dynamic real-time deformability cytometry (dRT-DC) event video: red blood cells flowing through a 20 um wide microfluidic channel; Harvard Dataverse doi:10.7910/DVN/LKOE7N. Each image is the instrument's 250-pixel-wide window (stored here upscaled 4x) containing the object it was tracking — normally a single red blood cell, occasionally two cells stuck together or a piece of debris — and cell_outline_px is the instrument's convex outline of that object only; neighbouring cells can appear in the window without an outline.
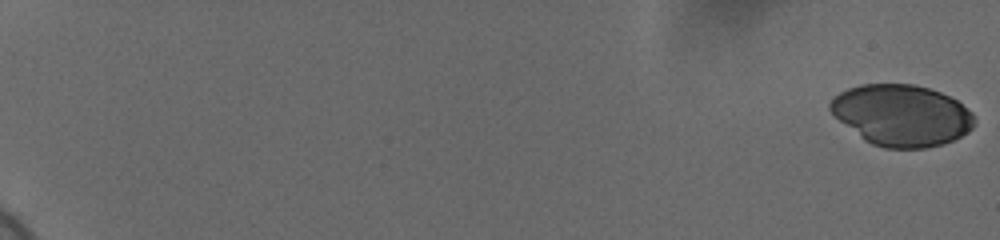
{"species": "human", "species_latin": "Homo sapiens", "temperature_condition": "cold", "stored_images_in_passage": 59, "camera_frame_rate_fps": 3000, "um_per_image_px": 0.085, "donor": {"sex": "female"}, "frame": {"image": 1, "passage_image": 1, "time_ms": 0.0, "image_size_px": [1000, 240], "cell_outline_px": [[976, 124], [968, 132], [944, 144], [924, 148], [884, 148], [872, 144], [864, 140], [840, 120], [828, 108], [828, 104], [840, 92], [848, 88], [860, 84], [912, 84], [928, 88], [940, 92], [956, 100], [972, 112], [976, 120]], "centroid_in_image_um": [76.66, 9.8], "position_along_channel_um": 8.3, "area_um2": 51.33}}
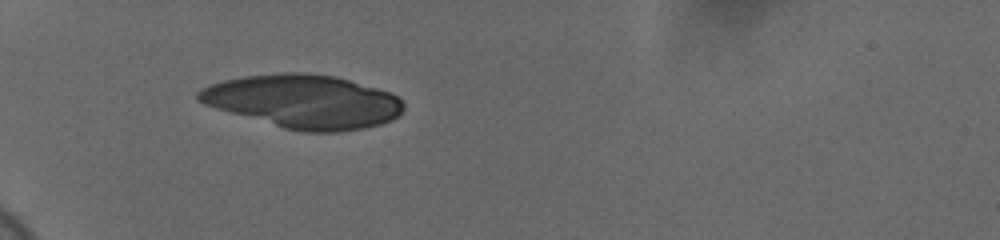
{"frame": {"image": 2, "passage_image": 22, "time_ms": 7.0, "image_size_px": [1000, 240], "cell_outline_px": [[404, 108], [400, 116], [392, 120], [380, 124], [364, 128], [340, 132], [304, 132], [284, 128], [216, 108], [204, 104], [196, 100], [196, 92], [200, 88], [208, 84], [224, 80], [244, 76], [284, 72], [304, 72], [336, 76], [392, 92], [404, 104]], "centroid_in_image_um": [25.81, 8.62], "position_along_channel_um": 59.2, "area_um2": 64.22}}